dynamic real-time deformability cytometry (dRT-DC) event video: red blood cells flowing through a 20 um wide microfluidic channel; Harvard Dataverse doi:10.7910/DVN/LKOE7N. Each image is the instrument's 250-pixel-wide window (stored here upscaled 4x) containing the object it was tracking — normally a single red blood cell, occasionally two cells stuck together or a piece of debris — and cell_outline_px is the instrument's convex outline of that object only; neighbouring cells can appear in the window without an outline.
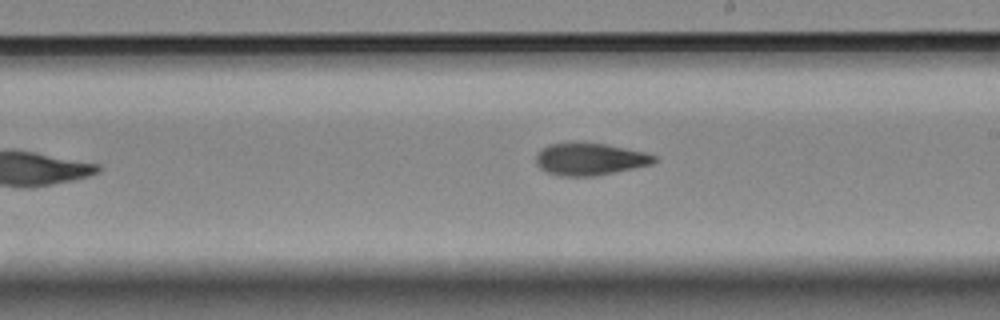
{"species": "Egyptian fruit bat (a non-hibernating species)", "species_latin": "Rousettus aegyptiacus", "temperature_condition": "room temperature", "stored_images_in_passage": 11, "camera_frame_rate_fps": 3000, "um_per_image_px": 0.085, "animal": {"sex": "female"}, "frame": {"image": 1, "passage_image": 11, "time_ms": 12.667, "image_size_px": [1000, 320], "cell_outline_px": [[656, 160], [652, 164], [596, 176], [560, 176], [548, 172], [540, 168], [536, 164], [536, 156], [540, 148], [548, 144], [580, 140], [604, 144], [644, 152], [656, 156]], "centroid_in_image_um": [50.08, 13.5], "position_along_channel_um": 238.9, "area_um2": 22.54}}